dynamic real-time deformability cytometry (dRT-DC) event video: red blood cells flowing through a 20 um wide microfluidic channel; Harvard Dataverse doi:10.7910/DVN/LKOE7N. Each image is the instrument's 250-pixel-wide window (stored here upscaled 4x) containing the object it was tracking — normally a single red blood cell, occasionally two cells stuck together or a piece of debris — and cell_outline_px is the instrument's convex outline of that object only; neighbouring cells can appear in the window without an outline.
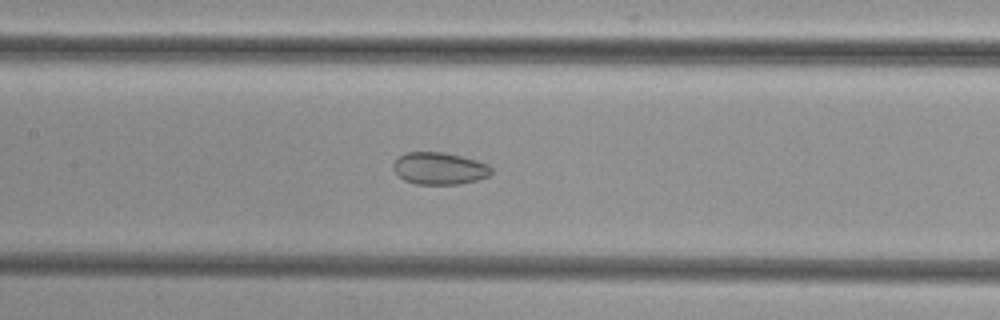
{"species": "common noctule bat (a hibernating species)", "species_latin": "Nyctalus noctula", "temperature_condition": "cold", "stored_images_in_passage": 47, "segment_of_instrument_passage": [2, 2], "camera_frame_rate_fps": 3000, "um_per_image_px": 0.085, "animal": {"sex": "female", "body_mass_g": 29.2, "forearm_length_mm": 56.3}, "frame": {"image": 1, "passage_image": 20, "time_ms": 6.333, "image_size_px": [1000, 320], "cell_outline_px": [[492, 172], [488, 176], [476, 180], [460, 184], [416, 184], [404, 180], [392, 168], [392, 164], [400, 156], [408, 152], [444, 152], [476, 160], [488, 164], [492, 168]], "centroid_in_image_um": [37.35, 14.32], "position_along_channel_um": 170.0, "area_um2": 18.26}}
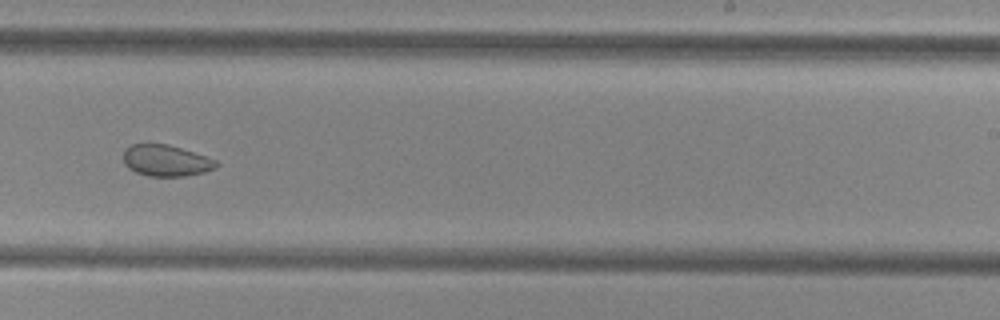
{"frame": {"image": 2, "passage_image": 28, "time_ms": 9.0, "image_size_px": [1000, 320], "cell_outline_px": [[220, 164], [216, 168], [204, 172], [184, 176], [148, 176], [136, 172], [128, 168], [124, 164], [124, 148], [132, 144], [168, 144], [216, 160]], "centroid_in_image_um": [14.09, 13.65], "position_along_channel_um": 274.9, "area_um2": 16.88}}
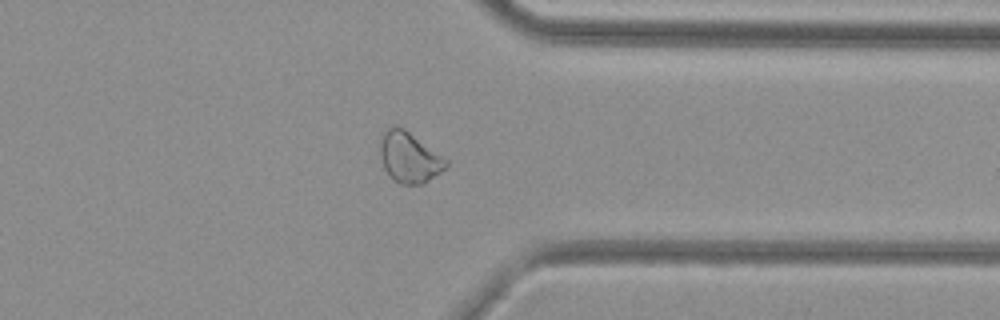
{"frame": {"image": 3, "passage_image": 36, "time_ms": 11.667, "image_size_px": [1000, 320], "cell_outline_px": [[448, 164], [440, 172], [424, 184], [400, 184], [384, 168], [380, 156], [380, 136], [392, 124], [396, 124], [404, 128], [448, 160]], "centroid_in_image_um": [34.77, 13.34], "position_along_channel_um": 376.6, "area_um2": 19.31}}